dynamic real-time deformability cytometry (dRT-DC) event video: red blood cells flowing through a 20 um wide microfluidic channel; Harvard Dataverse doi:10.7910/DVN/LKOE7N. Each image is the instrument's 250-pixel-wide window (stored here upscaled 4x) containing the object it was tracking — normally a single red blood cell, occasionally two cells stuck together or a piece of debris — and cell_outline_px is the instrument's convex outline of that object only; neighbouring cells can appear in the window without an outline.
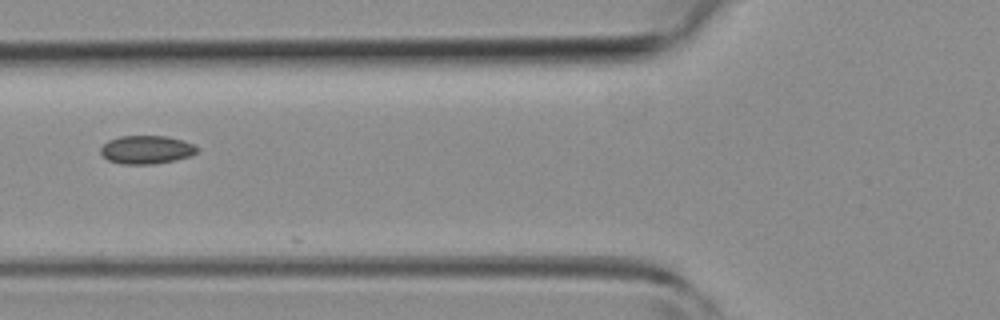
{"species": "common noctule bat (a hibernating species)", "species_latin": "Nyctalus noctula", "temperature_condition": "room temperature", "stored_images_in_passage": 4, "camera_frame_rate_fps": 3000, "um_per_image_px": 0.085, "animal": {"sex": "female", "body_mass_g": 19.3, "forearm_length_mm": 54.1}, "frame": {"image": 1, "passage_image": 3, "time_ms": 2.333, "image_size_px": [1000, 320], "cell_outline_px": [[196, 152], [188, 156], [172, 160], [152, 164], [120, 164], [108, 160], [100, 152], [100, 148], [108, 140], [120, 136], [168, 136], [184, 140], [192, 144], [196, 148]], "centroid_in_image_um": [12.4, 12.71], "position_along_channel_um": 113.4, "area_um2": 15.72}}
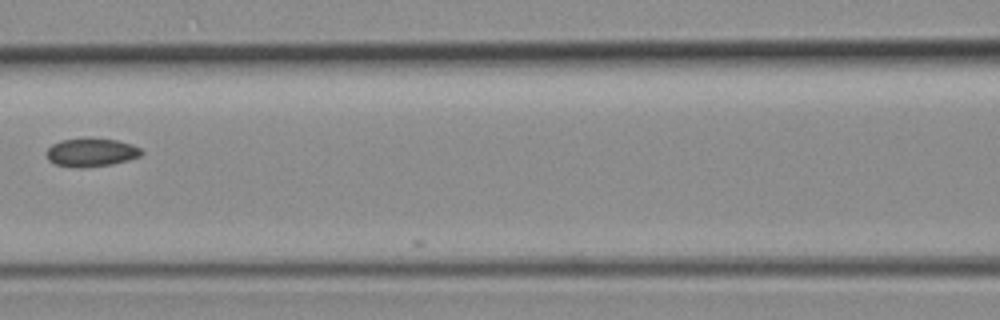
{"frame": {"image": 2, "passage_image": 4, "time_ms": 3.333, "image_size_px": [1000, 320], "cell_outline_px": [[144, 152], [140, 156], [128, 160], [112, 164], [80, 168], [56, 164], [48, 160], [48, 148], [52, 144], [60, 140], [116, 140], [132, 144], [140, 148]], "centroid_in_image_um": [7.78, 12.98], "position_along_channel_um": 158.8, "area_um2": 15.14}}